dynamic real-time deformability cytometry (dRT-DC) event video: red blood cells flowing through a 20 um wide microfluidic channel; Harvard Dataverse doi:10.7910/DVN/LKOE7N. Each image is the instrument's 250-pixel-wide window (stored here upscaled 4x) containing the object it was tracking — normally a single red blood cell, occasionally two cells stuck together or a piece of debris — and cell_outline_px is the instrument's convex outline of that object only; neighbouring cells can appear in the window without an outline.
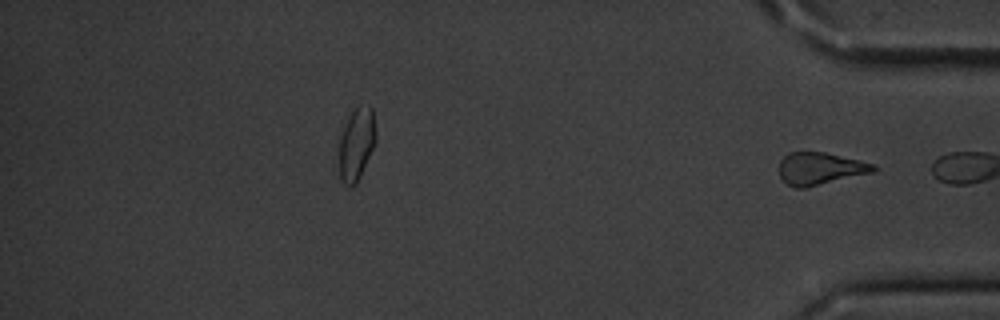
{"species": "common noctule bat (a hibernating species)", "species_latin": "Nyctalus noctula", "temperature_condition": "cold", "stored_images_in_passage": 40, "segment_of_instrument_passage": [2, 2], "camera_frame_rate_fps": 3000, "um_per_image_px": 0.085, "animal": {"sex": "male", "body_mass_g": 20.1, "forearm_length_mm": 53.5}, "frame": {"image": 1, "passage_image": 40, "time_ms": 13.0, "image_size_px": [1000, 320], "cell_outline_px": [[876, 172], [804, 188], [796, 188], [788, 184], [780, 176], [780, 160], [788, 152], [824, 152], [860, 160], [876, 164]], "centroid_in_image_um": [69.75, 14.32], "position_along_channel_um": 365.5, "area_um2": 17.8}}